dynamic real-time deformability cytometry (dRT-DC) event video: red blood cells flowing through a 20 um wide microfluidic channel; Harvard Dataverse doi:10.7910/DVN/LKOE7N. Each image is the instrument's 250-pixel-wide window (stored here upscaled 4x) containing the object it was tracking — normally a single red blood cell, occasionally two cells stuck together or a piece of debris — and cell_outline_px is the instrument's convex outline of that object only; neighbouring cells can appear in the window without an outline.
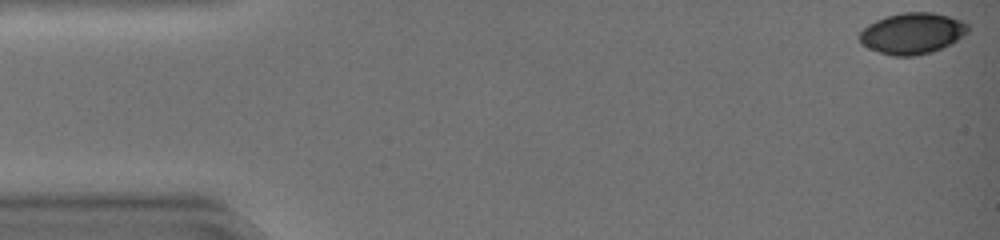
{"species": "common noctule bat (a hibernating species)", "species_latin": "Nyctalus noctula", "temperature_condition": "warm", "stored_images_in_passage": 43, "camera_frame_rate_fps": 3000, "um_per_image_px": 0.085, "animal": {"sex": "female", "body_mass_g": 19.0, "forearm_length_mm": 51.5}, "frame": {"image": 1, "passage_image": 1, "time_ms": 0.0, "image_size_px": [1000, 240], "cell_outline_px": [[968, 32], [964, 36], [932, 52], [912, 56], [892, 56], [868, 48], [860, 44], [860, 32], [868, 24], [884, 16], [904, 12], [932, 12], [948, 16], [960, 20], [968, 24]], "centroid_in_image_um": [77.52, 2.83], "position_along_channel_um": 7.5, "area_um2": 25.89}}
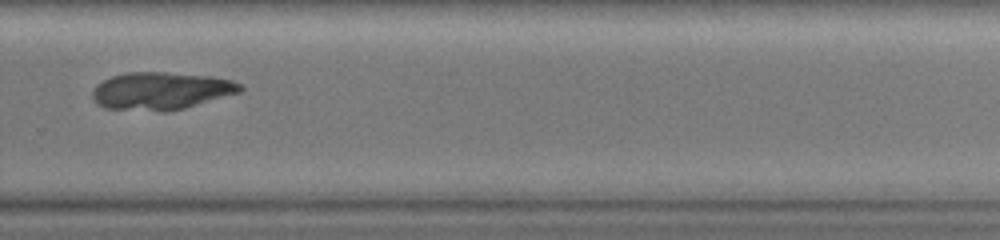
{"frame": {"image": 2, "passage_image": 32, "time_ms": 10.333, "image_size_px": [1000, 240], "cell_outline_px": [[244, 88], [240, 92], [184, 108], [164, 112], [104, 108], [96, 104], [92, 96], [92, 92], [104, 80], [112, 76], [128, 72], [164, 72], [208, 76], [232, 80], [240, 84]], "centroid_in_image_um": [13.68, 7.73], "position_along_channel_um": 316.1, "area_um2": 32.14}}
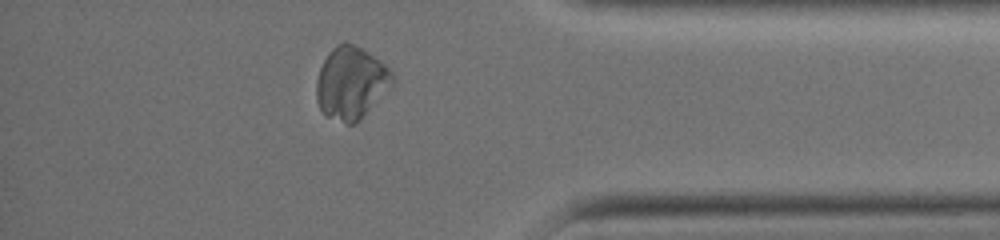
{"frame": {"image": 3, "passage_image": 39, "time_ms": 12.667, "image_size_px": [1000, 240], "cell_outline_px": [[396, 80], [356, 124], [348, 124], [328, 116], [320, 108], [316, 100], [316, 80], [320, 68], [328, 52], [336, 44], [344, 40], [368, 52], [384, 64], [392, 72]], "centroid_in_image_um": [29.82, 7.03], "position_along_channel_um": 405.4, "area_um2": 31.85}}